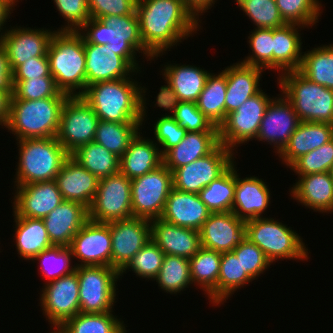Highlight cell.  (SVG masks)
Returning a JSON list of instances; mask_svg holds the SVG:
<instances>
[{"mask_svg":"<svg viewBox=\"0 0 333 333\" xmlns=\"http://www.w3.org/2000/svg\"><path fill=\"white\" fill-rule=\"evenodd\" d=\"M136 13L141 39L154 58L201 28V20L182 0H137Z\"/></svg>","mask_w":333,"mask_h":333,"instance_id":"6da1fadb","label":"cell"},{"mask_svg":"<svg viewBox=\"0 0 333 333\" xmlns=\"http://www.w3.org/2000/svg\"><path fill=\"white\" fill-rule=\"evenodd\" d=\"M146 90L130 76L93 83L87 86L81 97L95 111L99 120L143 124L147 117V99L144 94Z\"/></svg>","mask_w":333,"mask_h":333,"instance_id":"7a4b0ae2","label":"cell"},{"mask_svg":"<svg viewBox=\"0 0 333 333\" xmlns=\"http://www.w3.org/2000/svg\"><path fill=\"white\" fill-rule=\"evenodd\" d=\"M77 32L83 37L84 43L106 45L138 72L141 67L136 58L137 53H143L150 61L154 60V55L141 39L137 15L90 18Z\"/></svg>","mask_w":333,"mask_h":333,"instance_id":"3957f363","label":"cell"},{"mask_svg":"<svg viewBox=\"0 0 333 333\" xmlns=\"http://www.w3.org/2000/svg\"><path fill=\"white\" fill-rule=\"evenodd\" d=\"M47 57L57 88L69 96H81L86 90L83 37L77 31L56 30L50 39Z\"/></svg>","mask_w":333,"mask_h":333,"instance_id":"277c9868","label":"cell"},{"mask_svg":"<svg viewBox=\"0 0 333 333\" xmlns=\"http://www.w3.org/2000/svg\"><path fill=\"white\" fill-rule=\"evenodd\" d=\"M67 98L11 99L10 114L4 127L16 136L17 141L56 137Z\"/></svg>","mask_w":333,"mask_h":333,"instance_id":"5b68a950","label":"cell"},{"mask_svg":"<svg viewBox=\"0 0 333 333\" xmlns=\"http://www.w3.org/2000/svg\"><path fill=\"white\" fill-rule=\"evenodd\" d=\"M19 143V144H18ZM15 185L55 180L70 154L56 137L18 140Z\"/></svg>","mask_w":333,"mask_h":333,"instance_id":"8992f818","label":"cell"},{"mask_svg":"<svg viewBox=\"0 0 333 333\" xmlns=\"http://www.w3.org/2000/svg\"><path fill=\"white\" fill-rule=\"evenodd\" d=\"M280 75L281 94L292 104L300 122L333 125V90L310 81L298 70Z\"/></svg>","mask_w":333,"mask_h":333,"instance_id":"52a82bcc","label":"cell"},{"mask_svg":"<svg viewBox=\"0 0 333 333\" xmlns=\"http://www.w3.org/2000/svg\"><path fill=\"white\" fill-rule=\"evenodd\" d=\"M245 226L247 239L256 244L271 263L278 259H309L302 237L282 222L260 217L245 221Z\"/></svg>","mask_w":333,"mask_h":333,"instance_id":"ba28073f","label":"cell"},{"mask_svg":"<svg viewBox=\"0 0 333 333\" xmlns=\"http://www.w3.org/2000/svg\"><path fill=\"white\" fill-rule=\"evenodd\" d=\"M81 313L113 312L119 272L110 266H77ZM115 302V303H114Z\"/></svg>","mask_w":333,"mask_h":333,"instance_id":"9c48e42d","label":"cell"},{"mask_svg":"<svg viewBox=\"0 0 333 333\" xmlns=\"http://www.w3.org/2000/svg\"><path fill=\"white\" fill-rule=\"evenodd\" d=\"M172 188V172L164 164L131 179L133 217L150 221L160 218Z\"/></svg>","mask_w":333,"mask_h":333,"instance_id":"30bf717a","label":"cell"},{"mask_svg":"<svg viewBox=\"0 0 333 333\" xmlns=\"http://www.w3.org/2000/svg\"><path fill=\"white\" fill-rule=\"evenodd\" d=\"M271 100V97L261 90L241 104L236 111L229 113L218 128L219 143L234 151L238 145L256 140L265 110Z\"/></svg>","mask_w":333,"mask_h":333,"instance_id":"8fae6325","label":"cell"},{"mask_svg":"<svg viewBox=\"0 0 333 333\" xmlns=\"http://www.w3.org/2000/svg\"><path fill=\"white\" fill-rule=\"evenodd\" d=\"M131 179L120 171L99 179L94 200L89 207V219L109 223L133 217Z\"/></svg>","mask_w":333,"mask_h":333,"instance_id":"7c38bea8","label":"cell"},{"mask_svg":"<svg viewBox=\"0 0 333 333\" xmlns=\"http://www.w3.org/2000/svg\"><path fill=\"white\" fill-rule=\"evenodd\" d=\"M99 119L81 96H69L63 105L57 140L71 155L80 146L94 141Z\"/></svg>","mask_w":333,"mask_h":333,"instance_id":"4fadbf2b","label":"cell"},{"mask_svg":"<svg viewBox=\"0 0 333 333\" xmlns=\"http://www.w3.org/2000/svg\"><path fill=\"white\" fill-rule=\"evenodd\" d=\"M234 153L223 144H219L207 156L173 170V188L198 194L235 162Z\"/></svg>","mask_w":333,"mask_h":333,"instance_id":"5bb4252c","label":"cell"},{"mask_svg":"<svg viewBox=\"0 0 333 333\" xmlns=\"http://www.w3.org/2000/svg\"><path fill=\"white\" fill-rule=\"evenodd\" d=\"M44 284L40 307L51 328H59L80 312L77 272Z\"/></svg>","mask_w":333,"mask_h":333,"instance_id":"9a60e30c","label":"cell"},{"mask_svg":"<svg viewBox=\"0 0 333 333\" xmlns=\"http://www.w3.org/2000/svg\"><path fill=\"white\" fill-rule=\"evenodd\" d=\"M70 249L76 266L112 267V241L108 223L88 220L73 237Z\"/></svg>","mask_w":333,"mask_h":333,"instance_id":"2e32d148","label":"cell"},{"mask_svg":"<svg viewBox=\"0 0 333 333\" xmlns=\"http://www.w3.org/2000/svg\"><path fill=\"white\" fill-rule=\"evenodd\" d=\"M112 241V267L120 272L151 240V221L138 217L108 223Z\"/></svg>","mask_w":333,"mask_h":333,"instance_id":"e0dca14e","label":"cell"},{"mask_svg":"<svg viewBox=\"0 0 333 333\" xmlns=\"http://www.w3.org/2000/svg\"><path fill=\"white\" fill-rule=\"evenodd\" d=\"M9 29L0 37V45L6 52L12 72L26 60L47 56L48 45L55 30L17 25Z\"/></svg>","mask_w":333,"mask_h":333,"instance_id":"ac0fdd59","label":"cell"},{"mask_svg":"<svg viewBox=\"0 0 333 333\" xmlns=\"http://www.w3.org/2000/svg\"><path fill=\"white\" fill-rule=\"evenodd\" d=\"M300 120L292 104L284 97H273L268 104L256 139L267 141L279 154L296 130Z\"/></svg>","mask_w":333,"mask_h":333,"instance_id":"d6986e66","label":"cell"},{"mask_svg":"<svg viewBox=\"0 0 333 333\" xmlns=\"http://www.w3.org/2000/svg\"><path fill=\"white\" fill-rule=\"evenodd\" d=\"M199 235L201 247L220 253L233 251L247 238L245 221L232 211L211 213Z\"/></svg>","mask_w":333,"mask_h":333,"instance_id":"ffe728a7","label":"cell"},{"mask_svg":"<svg viewBox=\"0 0 333 333\" xmlns=\"http://www.w3.org/2000/svg\"><path fill=\"white\" fill-rule=\"evenodd\" d=\"M13 213L27 218H45L64 199L55 180L16 186Z\"/></svg>","mask_w":333,"mask_h":333,"instance_id":"44dd1931","label":"cell"},{"mask_svg":"<svg viewBox=\"0 0 333 333\" xmlns=\"http://www.w3.org/2000/svg\"><path fill=\"white\" fill-rule=\"evenodd\" d=\"M86 56V88L100 82L129 78L136 71L122 56L106 45L84 43ZM134 73V74H133Z\"/></svg>","mask_w":333,"mask_h":333,"instance_id":"7402d4cb","label":"cell"},{"mask_svg":"<svg viewBox=\"0 0 333 333\" xmlns=\"http://www.w3.org/2000/svg\"><path fill=\"white\" fill-rule=\"evenodd\" d=\"M42 220L52 245L70 246L73 237L89 220V209L80 203L64 200Z\"/></svg>","mask_w":333,"mask_h":333,"instance_id":"603a6c76","label":"cell"},{"mask_svg":"<svg viewBox=\"0 0 333 333\" xmlns=\"http://www.w3.org/2000/svg\"><path fill=\"white\" fill-rule=\"evenodd\" d=\"M55 182L64 200L80 203L89 209L99 179L70 156L55 177Z\"/></svg>","mask_w":333,"mask_h":333,"instance_id":"cb8c5ba5","label":"cell"},{"mask_svg":"<svg viewBox=\"0 0 333 333\" xmlns=\"http://www.w3.org/2000/svg\"><path fill=\"white\" fill-rule=\"evenodd\" d=\"M151 239L165 255L187 259L201 248L199 231L168 223L161 218L151 220Z\"/></svg>","mask_w":333,"mask_h":333,"instance_id":"d4e9b609","label":"cell"},{"mask_svg":"<svg viewBox=\"0 0 333 333\" xmlns=\"http://www.w3.org/2000/svg\"><path fill=\"white\" fill-rule=\"evenodd\" d=\"M210 214L211 211L198 194L172 188L160 218L168 223L199 231Z\"/></svg>","mask_w":333,"mask_h":333,"instance_id":"484cf974","label":"cell"},{"mask_svg":"<svg viewBox=\"0 0 333 333\" xmlns=\"http://www.w3.org/2000/svg\"><path fill=\"white\" fill-rule=\"evenodd\" d=\"M226 74L227 91L225 98V119L226 116L236 111L246 100L259 93L262 89L260 78L263 69L236 62L222 70Z\"/></svg>","mask_w":333,"mask_h":333,"instance_id":"4316f807","label":"cell"},{"mask_svg":"<svg viewBox=\"0 0 333 333\" xmlns=\"http://www.w3.org/2000/svg\"><path fill=\"white\" fill-rule=\"evenodd\" d=\"M268 185L255 176L239 178L236 171L235 194L232 212L240 219L247 221L263 217L270 206Z\"/></svg>","mask_w":333,"mask_h":333,"instance_id":"83f0119b","label":"cell"},{"mask_svg":"<svg viewBox=\"0 0 333 333\" xmlns=\"http://www.w3.org/2000/svg\"><path fill=\"white\" fill-rule=\"evenodd\" d=\"M298 182L291 187V198L300 202L305 208L315 212H333V181L329 172L298 176Z\"/></svg>","mask_w":333,"mask_h":333,"instance_id":"f1b7e54d","label":"cell"},{"mask_svg":"<svg viewBox=\"0 0 333 333\" xmlns=\"http://www.w3.org/2000/svg\"><path fill=\"white\" fill-rule=\"evenodd\" d=\"M332 139V124L300 122L278 156L282 159V163L289 167L300 156L321 147Z\"/></svg>","mask_w":333,"mask_h":333,"instance_id":"f546056e","label":"cell"},{"mask_svg":"<svg viewBox=\"0 0 333 333\" xmlns=\"http://www.w3.org/2000/svg\"><path fill=\"white\" fill-rule=\"evenodd\" d=\"M219 144L218 131L187 132L176 146L163 155V164L172 172L207 156Z\"/></svg>","mask_w":333,"mask_h":333,"instance_id":"4dcf8cb0","label":"cell"},{"mask_svg":"<svg viewBox=\"0 0 333 333\" xmlns=\"http://www.w3.org/2000/svg\"><path fill=\"white\" fill-rule=\"evenodd\" d=\"M139 132L130 142L128 149L120 157L119 171L128 179L158 168L163 164V155L153 139L143 138Z\"/></svg>","mask_w":333,"mask_h":333,"instance_id":"1f68e13d","label":"cell"},{"mask_svg":"<svg viewBox=\"0 0 333 333\" xmlns=\"http://www.w3.org/2000/svg\"><path fill=\"white\" fill-rule=\"evenodd\" d=\"M298 28L304 26L285 24L273 29V69L279 70V74L300 68L303 43Z\"/></svg>","mask_w":333,"mask_h":333,"instance_id":"d6a6232c","label":"cell"},{"mask_svg":"<svg viewBox=\"0 0 333 333\" xmlns=\"http://www.w3.org/2000/svg\"><path fill=\"white\" fill-rule=\"evenodd\" d=\"M162 75L175 93L179 101L197 102L204 89L210 72L194 65L168 64L164 65Z\"/></svg>","mask_w":333,"mask_h":333,"instance_id":"836d02e7","label":"cell"},{"mask_svg":"<svg viewBox=\"0 0 333 333\" xmlns=\"http://www.w3.org/2000/svg\"><path fill=\"white\" fill-rule=\"evenodd\" d=\"M14 216L15 246L17 254L25 260H32L40 252L52 247L42 219Z\"/></svg>","mask_w":333,"mask_h":333,"instance_id":"e575fe53","label":"cell"},{"mask_svg":"<svg viewBox=\"0 0 333 333\" xmlns=\"http://www.w3.org/2000/svg\"><path fill=\"white\" fill-rule=\"evenodd\" d=\"M222 253L201 247L189 259L192 284L199 285L211 304L217 305V283Z\"/></svg>","mask_w":333,"mask_h":333,"instance_id":"d590c367","label":"cell"},{"mask_svg":"<svg viewBox=\"0 0 333 333\" xmlns=\"http://www.w3.org/2000/svg\"><path fill=\"white\" fill-rule=\"evenodd\" d=\"M227 91L226 74L210 73L196 102L198 109L219 128L225 121V98Z\"/></svg>","mask_w":333,"mask_h":333,"instance_id":"8d00e7d4","label":"cell"},{"mask_svg":"<svg viewBox=\"0 0 333 333\" xmlns=\"http://www.w3.org/2000/svg\"><path fill=\"white\" fill-rule=\"evenodd\" d=\"M235 166L234 162L220 177L198 193L211 213L232 211L237 170Z\"/></svg>","mask_w":333,"mask_h":333,"instance_id":"74e56055","label":"cell"},{"mask_svg":"<svg viewBox=\"0 0 333 333\" xmlns=\"http://www.w3.org/2000/svg\"><path fill=\"white\" fill-rule=\"evenodd\" d=\"M70 156L98 179L119 172L120 158L95 141L80 146Z\"/></svg>","mask_w":333,"mask_h":333,"instance_id":"f35d334b","label":"cell"},{"mask_svg":"<svg viewBox=\"0 0 333 333\" xmlns=\"http://www.w3.org/2000/svg\"><path fill=\"white\" fill-rule=\"evenodd\" d=\"M141 122L119 123L99 120L94 141L119 158L140 132Z\"/></svg>","mask_w":333,"mask_h":333,"instance_id":"ab89813d","label":"cell"},{"mask_svg":"<svg viewBox=\"0 0 333 333\" xmlns=\"http://www.w3.org/2000/svg\"><path fill=\"white\" fill-rule=\"evenodd\" d=\"M303 53L298 71L310 81L333 90V44Z\"/></svg>","mask_w":333,"mask_h":333,"instance_id":"60d3db41","label":"cell"},{"mask_svg":"<svg viewBox=\"0 0 333 333\" xmlns=\"http://www.w3.org/2000/svg\"><path fill=\"white\" fill-rule=\"evenodd\" d=\"M117 317L112 312H79L59 328L63 333H127L124 321Z\"/></svg>","mask_w":333,"mask_h":333,"instance_id":"b9f144b4","label":"cell"},{"mask_svg":"<svg viewBox=\"0 0 333 333\" xmlns=\"http://www.w3.org/2000/svg\"><path fill=\"white\" fill-rule=\"evenodd\" d=\"M155 280L164 292L177 294L181 290H185L192 284L189 259L175 255H165Z\"/></svg>","mask_w":333,"mask_h":333,"instance_id":"7bdbcfd3","label":"cell"},{"mask_svg":"<svg viewBox=\"0 0 333 333\" xmlns=\"http://www.w3.org/2000/svg\"><path fill=\"white\" fill-rule=\"evenodd\" d=\"M220 273L217 283V306L224 304L235 291L253 280L244 272L240 260L231 252L221 255Z\"/></svg>","mask_w":333,"mask_h":333,"instance_id":"ee69618b","label":"cell"},{"mask_svg":"<svg viewBox=\"0 0 333 333\" xmlns=\"http://www.w3.org/2000/svg\"><path fill=\"white\" fill-rule=\"evenodd\" d=\"M38 260L42 275L48 283L67 276L76 271V265L71 266V260H74L69 246H55L40 252L32 261Z\"/></svg>","mask_w":333,"mask_h":333,"instance_id":"f6af8a7d","label":"cell"},{"mask_svg":"<svg viewBox=\"0 0 333 333\" xmlns=\"http://www.w3.org/2000/svg\"><path fill=\"white\" fill-rule=\"evenodd\" d=\"M275 2L286 24L309 28L318 22L322 13V4L319 0H275Z\"/></svg>","mask_w":333,"mask_h":333,"instance_id":"bcb514c9","label":"cell"},{"mask_svg":"<svg viewBox=\"0 0 333 333\" xmlns=\"http://www.w3.org/2000/svg\"><path fill=\"white\" fill-rule=\"evenodd\" d=\"M164 257L165 253L151 239L119 272V276L126 273V270H132L136 276L138 275L137 277L154 280L163 264Z\"/></svg>","mask_w":333,"mask_h":333,"instance_id":"7dc6e473","label":"cell"},{"mask_svg":"<svg viewBox=\"0 0 333 333\" xmlns=\"http://www.w3.org/2000/svg\"><path fill=\"white\" fill-rule=\"evenodd\" d=\"M235 2L257 26L255 28L274 29L286 24L275 0H235Z\"/></svg>","mask_w":333,"mask_h":333,"instance_id":"c3c4849f","label":"cell"},{"mask_svg":"<svg viewBox=\"0 0 333 333\" xmlns=\"http://www.w3.org/2000/svg\"><path fill=\"white\" fill-rule=\"evenodd\" d=\"M248 36L252 55L240 61L263 70L273 69V29L255 28Z\"/></svg>","mask_w":333,"mask_h":333,"instance_id":"681fc988","label":"cell"},{"mask_svg":"<svg viewBox=\"0 0 333 333\" xmlns=\"http://www.w3.org/2000/svg\"><path fill=\"white\" fill-rule=\"evenodd\" d=\"M13 85L11 99L39 100L47 97H69L57 88L53 77L13 80Z\"/></svg>","mask_w":333,"mask_h":333,"instance_id":"f907efd6","label":"cell"},{"mask_svg":"<svg viewBox=\"0 0 333 333\" xmlns=\"http://www.w3.org/2000/svg\"><path fill=\"white\" fill-rule=\"evenodd\" d=\"M333 164V139L321 147L300 156L290 166L298 176L329 172Z\"/></svg>","mask_w":333,"mask_h":333,"instance_id":"816d5d0a","label":"cell"},{"mask_svg":"<svg viewBox=\"0 0 333 333\" xmlns=\"http://www.w3.org/2000/svg\"><path fill=\"white\" fill-rule=\"evenodd\" d=\"M240 263L244 272L252 279L257 280L272 264L265 253L247 238L232 251Z\"/></svg>","mask_w":333,"mask_h":333,"instance_id":"f5cc1de1","label":"cell"},{"mask_svg":"<svg viewBox=\"0 0 333 333\" xmlns=\"http://www.w3.org/2000/svg\"><path fill=\"white\" fill-rule=\"evenodd\" d=\"M172 117L187 132L218 131V127L209 121L195 102L180 101Z\"/></svg>","mask_w":333,"mask_h":333,"instance_id":"db71d44e","label":"cell"},{"mask_svg":"<svg viewBox=\"0 0 333 333\" xmlns=\"http://www.w3.org/2000/svg\"><path fill=\"white\" fill-rule=\"evenodd\" d=\"M67 24L57 31H78L90 18L88 0H53Z\"/></svg>","mask_w":333,"mask_h":333,"instance_id":"11a10c76","label":"cell"},{"mask_svg":"<svg viewBox=\"0 0 333 333\" xmlns=\"http://www.w3.org/2000/svg\"><path fill=\"white\" fill-rule=\"evenodd\" d=\"M156 121L153 126L156 140L154 142L159 146L161 154L164 155L185 137L187 130L179 126V123L172 116L158 117Z\"/></svg>","mask_w":333,"mask_h":333,"instance_id":"9f6ffc18","label":"cell"},{"mask_svg":"<svg viewBox=\"0 0 333 333\" xmlns=\"http://www.w3.org/2000/svg\"><path fill=\"white\" fill-rule=\"evenodd\" d=\"M137 0H88L91 18L100 19L106 16L137 15Z\"/></svg>","mask_w":333,"mask_h":333,"instance_id":"6f0895ef","label":"cell"},{"mask_svg":"<svg viewBox=\"0 0 333 333\" xmlns=\"http://www.w3.org/2000/svg\"><path fill=\"white\" fill-rule=\"evenodd\" d=\"M13 80L52 77L47 56L34 57L26 60L12 72Z\"/></svg>","mask_w":333,"mask_h":333,"instance_id":"680465c9","label":"cell"},{"mask_svg":"<svg viewBox=\"0 0 333 333\" xmlns=\"http://www.w3.org/2000/svg\"><path fill=\"white\" fill-rule=\"evenodd\" d=\"M165 84L167 85L160 87V92L157 94L155 105L166 111L169 110L172 113L169 112L163 116H173L180 101L171 85L167 81Z\"/></svg>","mask_w":333,"mask_h":333,"instance_id":"91938a15","label":"cell"},{"mask_svg":"<svg viewBox=\"0 0 333 333\" xmlns=\"http://www.w3.org/2000/svg\"><path fill=\"white\" fill-rule=\"evenodd\" d=\"M13 76L4 48L0 45V90L13 96Z\"/></svg>","mask_w":333,"mask_h":333,"instance_id":"94428289","label":"cell"},{"mask_svg":"<svg viewBox=\"0 0 333 333\" xmlns=\"http://www.w3.org/2000/svg\"><path fill=\"white\" fill-rule=\"evenodd\" d=\"M182 1L194 13V15L198 19L200 15H204L203 13L207 12V10L212 8V6L216 2L215 0H182Z\"/></svg>","mask_w":333,"mask_h":333,"instance_id":"6125c7cd","label":"cell"},{"mask_svg":"<svg viewBox=\"0 0 333 333\" xmlns=\"http://www.w3.org/2000/svg\"><path fill=\"white\" fill-rule=\"evenodd\" d=\"M16 2V0H0V32L2 31L0 37L3 35V31L5 30V27L3 26L6 25L7 19L9 20L13 9H15L14 6H16Z\"/></svg>","mask_w":333,"mask_h":333,"instance_id":"be15d7a7","label":"cell"},{"mask_svg":"<svg viewBox=\"0 0 333 333\" xmlns=\"http://www.w3.org/2000/svg\"><path fill=\"white\" fill-rule=\"evenodd\" d=\"M11 95L0 90V125L4 126L10 114Z\"/></svg>","mask_w":333,"mask_h":333,"instance_id":"e7e4bbea","label":"cell"},{"mask_svg":"<svg viewBox=\"0 0 333 333\" xmlns=\"http://www.w3.org/2000/svg\"><path fill=\"white\" fill-rule=\"evenodd\" d=\"M50 333H63V331L60 328L53 327V330Z\"/></svg>","mask_w":333,"mask_h":333,"instance_id":"03108f58","label":"cell"},{"mask_svg":"<svg viewBox=\"0 0 333 333\" xmlns=\"http://www.w3.org/2000/svg\"><path fill=\"white\" fill-rule=\"evenodd\" d=\"M329 174H330V177L333 181V164H332V167L329 169Z\"/></svg>","mask_w":333,"mask_h":333,"instance_id":"003e7915","label":"cell"}]
</instances>
